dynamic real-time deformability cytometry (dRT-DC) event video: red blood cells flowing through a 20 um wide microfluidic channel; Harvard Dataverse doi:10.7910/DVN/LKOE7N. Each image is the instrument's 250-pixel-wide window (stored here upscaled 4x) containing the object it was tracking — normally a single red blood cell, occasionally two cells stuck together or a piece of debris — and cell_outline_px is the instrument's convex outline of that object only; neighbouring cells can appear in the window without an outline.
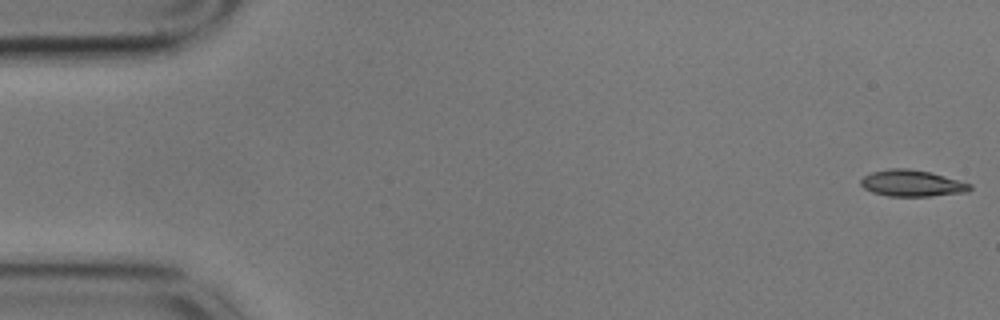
{"species": "common noctule bat (a hibernating species)", "species_latin": "Nyctalus noctula", "temperature_condition": "cold", "stored_images_in_passage": 56, "camera_frame_rate_fps": 3000, "um_per_image_px": 0.085, "animal": {"sex": "male", "body_mass_g": 17.9}, "frame": {"image": 1, "passage_image": 1, "time_ms": 0.0, "image_size_px": [1000, 320], "cell_outline_px": [[972, 188], [968, 192], [932, 196], [888, 196], [872, 192], [864, 188], [860, 184], [860, 180], [864, 176], [872, 172], [888, 168], [908, 168], [928, 172], [972, 184]], "centroid_in_image_um": [77.5, 15.58], "position_along_channel_um": 7.5, "area_um2": 16.76}}
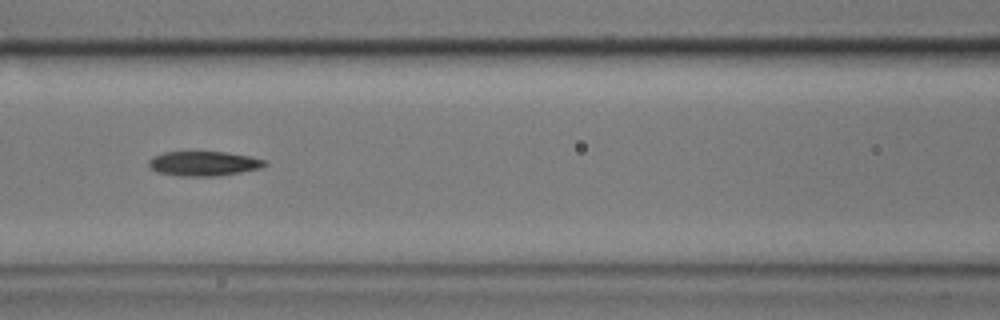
{"frame": {"image": 2, "passage_image": 24, "time_ms": 7.667, "image_size_px": [1000, 320], "cell_outline_px": [[268, 164], [260, 168], [220, 176], [180, 176], [156, 172], [148, 168], [148, 160], [152, 156], [164, 152], [188, 148], [224, 152], [248, 156], [268, 160]], "centroid_in_image_um": [17.24, 13.85], "position_along_channel_um": 149.4, "area_um2": 17.69}}
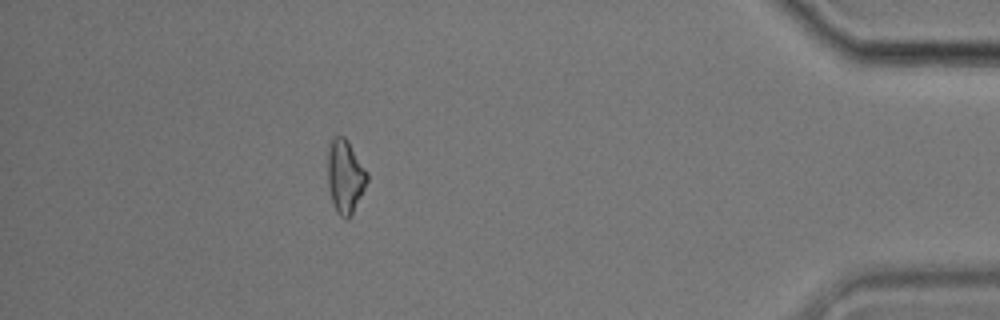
{"frame": {"image": 3, "passage_image": 50, "time_ms": 16.333, "image_size_px": [1000, 320], "cell_outline_px": [[368, 180], [352, 216], [348, 220], [344, 220], [336, 212], [328, 188], [328, 148], [332, 136], [344, 136], [348, 140], [368, 172]], "centroid_in_image_um": [29.34, 15.01], "position_along_channel_um": 405.9, "area_um2": 17.17}, "authors_computed_cell_mechanics": {"area_um2": 16.8487, "velocity_mm_per_s": 3.5396, "shape_relaxation_time_tau1_ms": 5.3691, "shape_relaxation_time_tau2_ms": null, "deformation_change_tau1": 0.2031, "deformation_change_tau2": null}}